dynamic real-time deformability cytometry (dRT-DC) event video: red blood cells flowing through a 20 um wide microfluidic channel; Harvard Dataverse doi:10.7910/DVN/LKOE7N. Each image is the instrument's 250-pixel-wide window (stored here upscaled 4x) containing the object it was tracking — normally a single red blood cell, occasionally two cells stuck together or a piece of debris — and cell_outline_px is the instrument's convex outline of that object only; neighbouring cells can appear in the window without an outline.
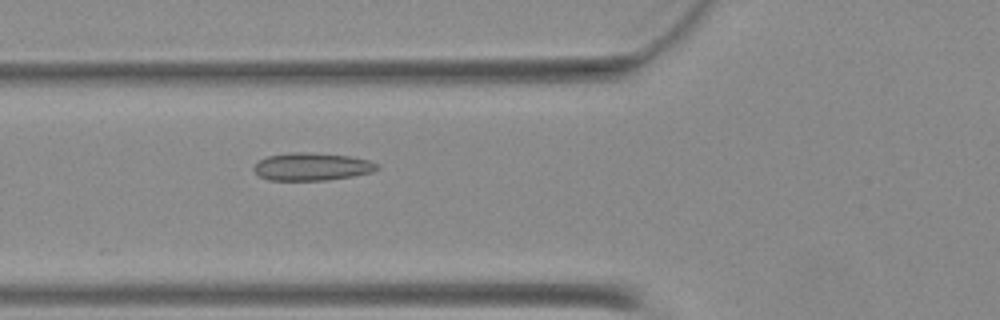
{"species": "Egyptian fruit bat (a non-hibernating species)", "species_latin": "Rousettus aegyptiacus", "temperature_condition": "warm", "stored_images_in_passage": 42, "camera_frame_rate_fps": 3000, "um_per_image_px": 0.085, "animal": {"sex": "female"}, "frame": {"image": 1, "passage_image": 11, "time_ms": 3.333, "image_size_px": [1000, 320], "cell_outline_px": [[380, 168], [372, 172], [352, 176], [324, 180], [268, 180], [260, 176], [252, 168], [260, 160], [268, 156], [292, 152], [304, 152], [352, 156], [368, 160], [380, 164]], "centroid_in_image_um": [26.54, 14.16], "position_along_channel_um": 99.3, "area_um2": 19.83}}
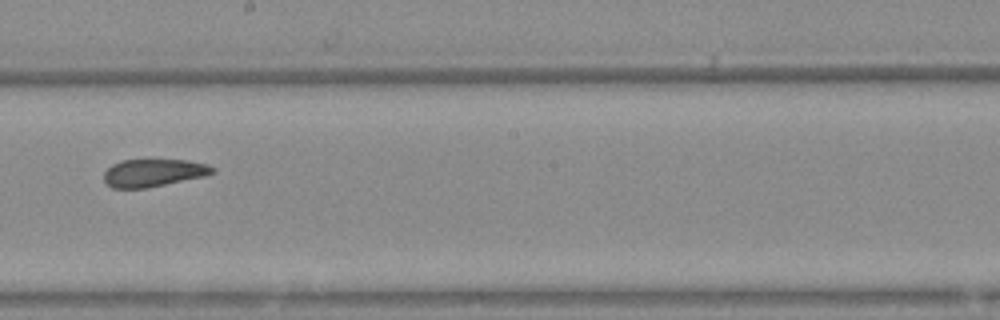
{"frame": {"image": 2, "passage_image": 21, "time_ms": 6.667, "image_size_px": [1000, 320], "cell_outline_px": [[216, 172], [204, 176], [144, 188], [112, 188], [104, 180], [104, 172], [112, 164], [124, 160], [188, 160], [208, 164], [216, 168]], "centroid_in_image_um": [13.06, 14.68], "position_along_channel_um": 235.1, "area_um2": 17.34}}
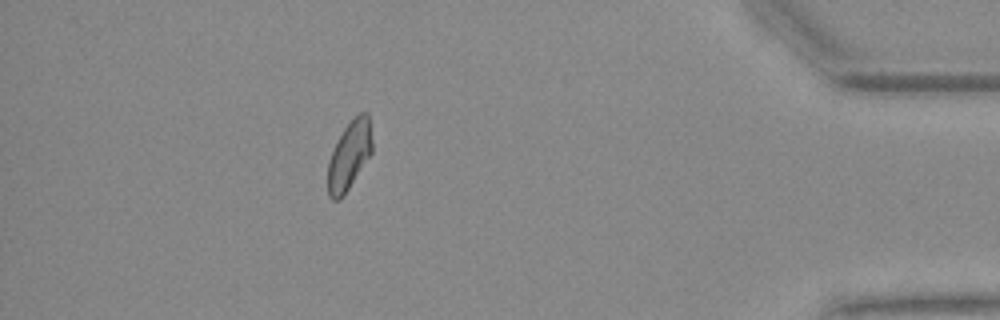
{"frame": {"image": 3, "passage_image": 37, "time_ms": 12.0, "image_size_px": [1000, 320], "cell_outline_px": [[372, 152], [344, 196], [340, 200], [332, 200], [328, 196], [328, 160], [344, 128], [360, 112], [368, 112], [372, 140]], "centroid_in_image_um": [29.69, 13.24], "position_along_channel_um": 405.5, "area_um2": 17.57}}